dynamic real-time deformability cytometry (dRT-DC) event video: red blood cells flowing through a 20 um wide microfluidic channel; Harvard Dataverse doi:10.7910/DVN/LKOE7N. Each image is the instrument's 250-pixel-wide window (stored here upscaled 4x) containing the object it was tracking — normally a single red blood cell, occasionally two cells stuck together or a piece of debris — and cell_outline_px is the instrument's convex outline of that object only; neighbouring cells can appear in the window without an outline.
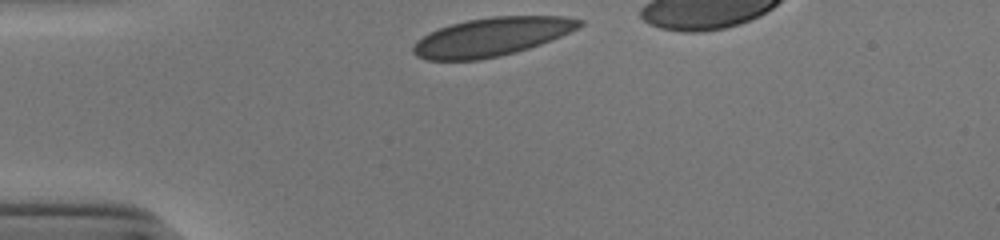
{"species": "human", "species_latin": "Homo sapiens", "temperature_condition": "cold", "stored_images_in_passage": 30, "camera_frame_rate_fps": 3000, "um_per_image_px": 0.085, "donor": {"sex": "male"}, "frame": {"image": 1, "passage_image": 1, "time_ms": 0.0, "image_size_px": [1000, 240], "cell_outline_px": [[584, 24], [552, 40], [516, 52], [500, 56], [480, 60], [428, 60], [416, 56], [412, 52], [412, 48], [416, 40], [440, 28], [452, 24], [468, 20], [492, 16], [564, 16], [584, 20]], "centroid_in_image_um": [41.79, 3.14], "position_along_channel_um": 43.2, "area_um2": 37.11}}
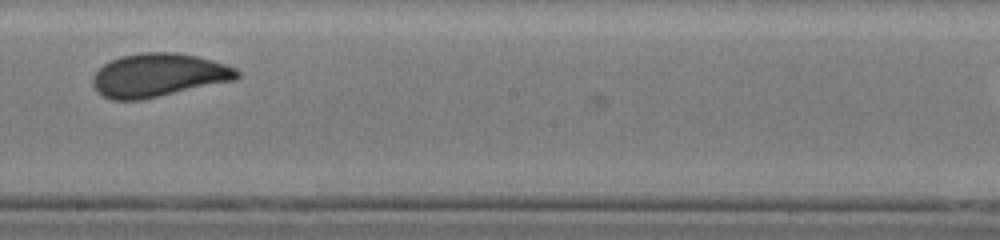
{"frame": {"image": 2, "passage_image": 18, "time_ms": 5.667, "image_size_px": [1000, 240], "cell_outline_px": [[240, 76], [236, 80], [160, 96], [140, 100], [112, 100], [104, 96], [92, 84], [92, 76], [104, 64], [112, 60], [124, 56], [144, 52], [176, 52], [196, 56], [212, 60], [236, 68], [240, 72]], "centroid_in_image_um": [13.5, 6.39], "position_along_channel_um": 234.7, "area_um2": 36.3}}
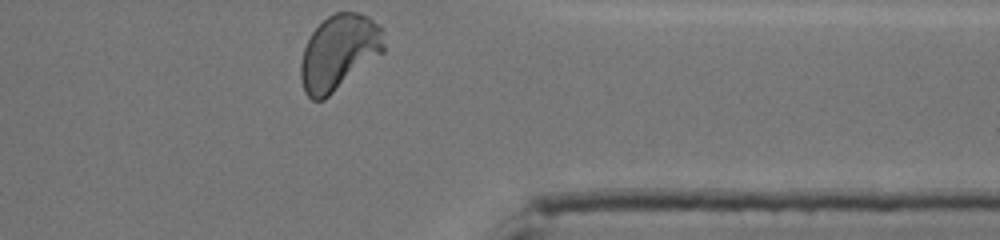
{"frame": {"image": 3, "passage_image": 30, "time_ms": 9.667, "image_size_px": [1000, 240], "cell_outline_px": [[384, 52], [324, 100], [312, 100], [304, 92], [300, 76], [300, 64], [304, 48], [312, 32], [328, 16], [336, 12], [356, 12], [368, 16], [380, 24], [384, 44]], "centroid_in_image_um": [28.81, 4.46], "position_along_channel_um": 382.6, "area_um2": 36.41}, "authors_computed_cell_mechanics": {"area_um2": 36.3273, "velocity_mm_per_s": 3.8899, "shape_relaxation_time_tau1_ms": 3.3749, "shape_relaxation_time_tau2_ms": null, "deformation_change_tau1": 0.1263, "deformation_change_tau2": null}}